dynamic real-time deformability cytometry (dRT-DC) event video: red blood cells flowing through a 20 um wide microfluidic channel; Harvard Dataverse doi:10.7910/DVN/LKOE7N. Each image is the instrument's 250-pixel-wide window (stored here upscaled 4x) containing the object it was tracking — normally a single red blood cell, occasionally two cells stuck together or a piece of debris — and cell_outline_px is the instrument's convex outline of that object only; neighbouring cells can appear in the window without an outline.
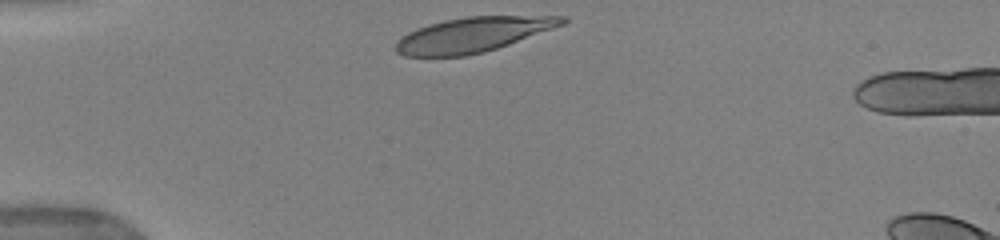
{"species": "human", "species_latin": "Homo sapiens", "temperature_condition": "warm", "stored_images_in_passage": 6, "camera_frame_rate_fps": 3000, "um_per_image_px": 0.085, "donor": {"sex": "female"}, "frame": {"image": 1, "passage_image": 1, "time_ms": 0.0, "image_size_px": [1000, 240], "cell_outline_px": [[568, 20], [564, 24], [508, 44], [484, 52], [464, 56], [404, 56], [396, 52], [396, 40], [408, 32], [416, 28], [428, 24], [444, 20], [468, 16], [568, 16]], "centroid_in_image_um": [40.16, 2.94], "position_along_channel_um": 44.8, "area_um2": 33.58}}